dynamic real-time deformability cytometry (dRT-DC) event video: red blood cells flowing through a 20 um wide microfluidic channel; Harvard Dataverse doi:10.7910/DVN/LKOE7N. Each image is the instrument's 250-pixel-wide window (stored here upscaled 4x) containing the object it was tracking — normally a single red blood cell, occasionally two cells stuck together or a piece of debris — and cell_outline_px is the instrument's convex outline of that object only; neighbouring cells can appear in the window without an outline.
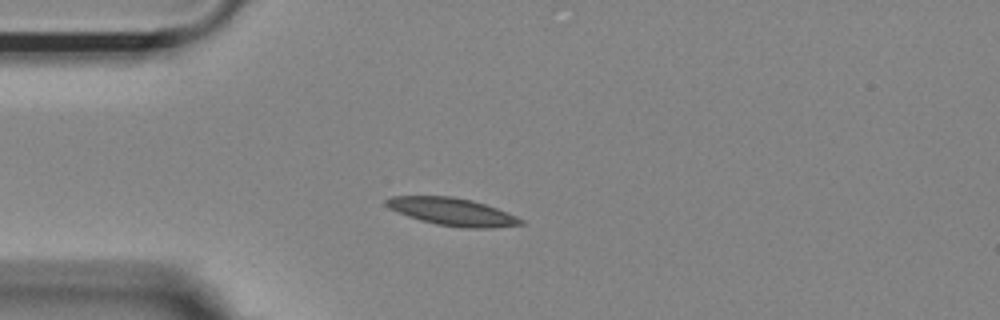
{"species": "Egyptian fruit bat (a non-hibernating species)", "species_latin": "Rousettus aegyptiacus", "temperature_condition": "room temperature", "stored_images_in_passage": 29, "camera_frame_rate_fps": 3000, "um_per_image_px": 0.085, "animal": {"sex": "female"}, "frame": {"image": 1, "passage_image": 1, "time_ms": 0.0, "image_size_px": [1000, 320], "cell_outline_px": [[524, 224], [492, 228], [468, 228], [436, 224], [420, 220], [408, 216], [388, 208], [384, 204], [384, 200], [392, 196], [452, 196], [472, 200], [496, 208], [516, 216], [524, 220]], "centroid_in_image_um": [38.43, 17.99], "position_along_channel_um": 46.6, "area_um2": 21.56}}
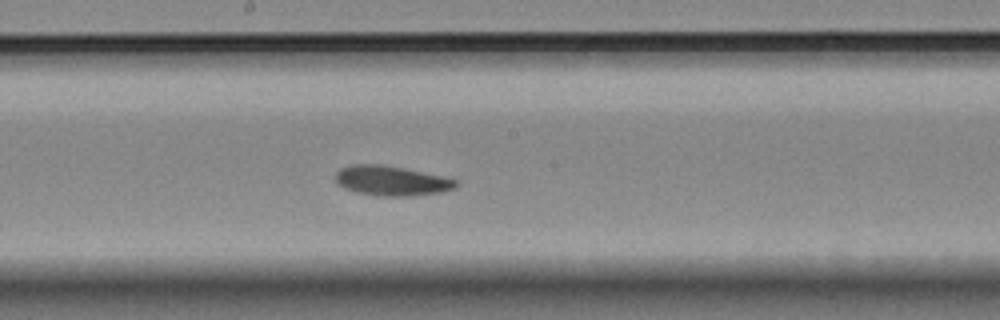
{"frame": {"image": 2, "passage_image": 16, "time_ms": 5.0, "image_size_px": [1000, 320], "cell_outline_px": [[460, 184], [456, 188], [440, 192], [408, 196], [380, 196], [356, 192], [344, 188], [336, 184], [336, 172], [340, 168], [352, 164], [380, 164], [404, 168], [448, 176], [460, 180]], "centroid_in_image_um": [33.33, 15.35], "position_along_channel_um": 214.9, "area_um2": 21.33}}
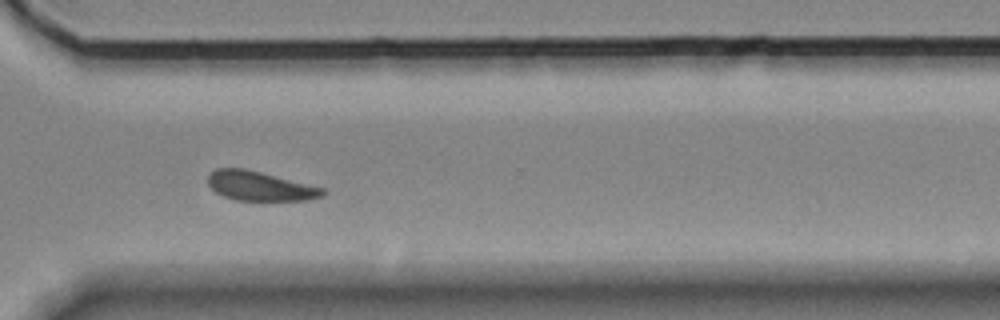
{"frame": {"image": 3, "passage_image": 27, "time_ms": 8.667, "image_size_px": [1000, 320], "cell_outline_px": [[328, 192], [324, 196], [304, 200], [236, 200], [224, 196], [216, 192], [208, 184], [208, 172], [216, 168], [244, 168], [324, 188]], "centroid_in_image_um": [22.08, 15.81], "position_along_channel_um": 348.5, "area_um2": 19.54}, "authors_computed_cell_mechanics": {"area_um2": 20.808, "velocity_mm_per_s": 3.6467, "shape_relaxation_time_tau1_ms": 4.3953, "shape_relaxation_time_tau2_ms": 2.9811, "deformation_change_tau1": 0.1206, "deformation_change_tau2": 0.0892}}